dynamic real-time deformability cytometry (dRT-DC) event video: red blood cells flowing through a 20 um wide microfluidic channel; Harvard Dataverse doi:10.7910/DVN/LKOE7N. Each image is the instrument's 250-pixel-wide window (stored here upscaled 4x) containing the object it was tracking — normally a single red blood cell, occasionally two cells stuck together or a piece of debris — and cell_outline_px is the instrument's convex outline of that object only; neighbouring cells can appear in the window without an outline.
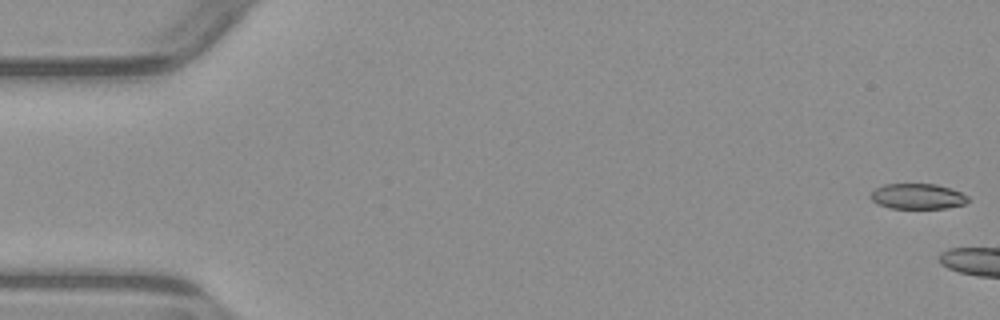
{"species": "common noctule bat (a hibernating species)", "species_latin": "Nyctalus noctula", "temperature_condition": "warm", "stored_images_in_passage": 2, "camera_frame_rate_fps": 3000, "um_per_image_px": 0.085, "animal": {"sex": "male", "body_mass_g": 23.1, "forearm_length_mm": 52.7}, "frame": {"image": 1, "passage_image": 1, "time_ms": 0.0, "image_size_px": [1000, 320], "cell_outline_px": [[968, 200], [964, 204], [944, 208], [888, 208], [876, 204], [868, 196], [876, 188], [884, 184], [936, 184], [960, 192], [968, 196]], "centroid_in_image_um": [77.94, 16.69], "position_along_channel_um": 7.1, "area_um2": 14.39}}